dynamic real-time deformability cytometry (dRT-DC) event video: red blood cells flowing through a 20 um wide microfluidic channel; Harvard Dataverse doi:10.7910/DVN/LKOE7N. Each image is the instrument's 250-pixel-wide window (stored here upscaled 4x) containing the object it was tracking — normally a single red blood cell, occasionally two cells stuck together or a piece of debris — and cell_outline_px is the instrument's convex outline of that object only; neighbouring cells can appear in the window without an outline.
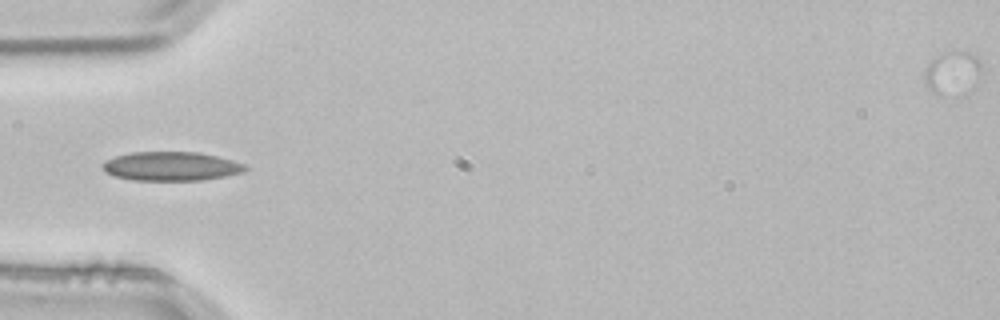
{"species": "common noctule bat (a hibernating species)", "species_latin": "Nyctalus noctula", "temperature_condition": "room temperature", "stored_images_in_passage": 3, "camera_frame_rate_fps": 3000, "um_per_image_px": 0.085, "animal": {"sex": "male", "body_mass_g": 21.5, "forearm_length_mm": 52.0}, "frame": {"image": 1, "passage_image": 3, "time_ms": 0.667, "image_size_px": [1000, 320], "cell_outline_px": [[248, 168], [240, 172], [224, 176], [200, 180], [132, 180], [112, 176], [100, 164], [104, 160], [116, 156], [132, 152], [200, 152], [232, 160], [244, 164]], "centroid_in_image_um": [14.5, 14.12], "position_along_channel_um": 70.5, "area_um2": 23.93}}